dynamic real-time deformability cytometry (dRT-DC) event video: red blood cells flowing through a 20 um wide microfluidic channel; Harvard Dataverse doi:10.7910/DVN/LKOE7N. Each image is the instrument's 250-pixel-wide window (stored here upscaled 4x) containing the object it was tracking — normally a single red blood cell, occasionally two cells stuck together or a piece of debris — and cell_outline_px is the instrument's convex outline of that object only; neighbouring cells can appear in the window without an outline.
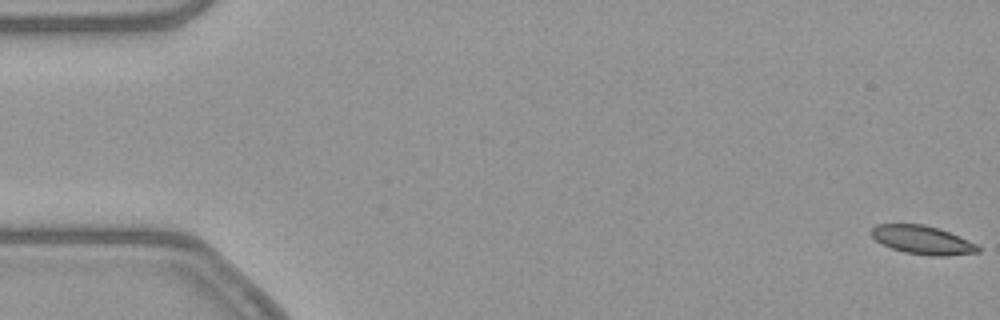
{"species": "common noctule bat (a hibernating species)", "species_latin": "Nyctalus noctula", "temperature_condition": "warm", "stored_images_in_passage": 55, "camera_frame_rate_fps": 3000, "um_per_image_px": 0.085, "animal": {"sex": "female", "body_mass_g": 21.9}, "frame": {"image": 1, "passage_image": 1, "time_ms": 0.0, "image_size_px": [1000, 320], "cell_outline_px": [[980, 252], [948, 256], [928, 256], [904, 252], [880, 244], [872, 236], [872, 228], [876, 224], [924, 224], [948, 232], [968, 240], [976, 244], [980, 248]], "centroid_in_image_um": [78.4, 20.41], "position_along_channel_um": 6.6, "area_um2": 17.69}}
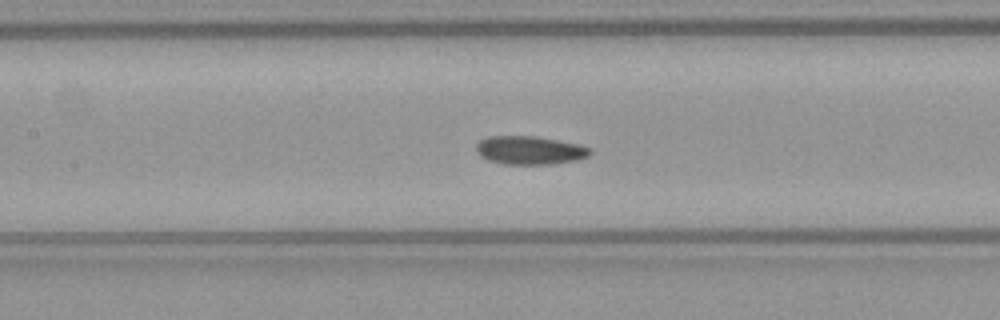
{"frame": {"image": 2, "passage_image": 25, "time_ms": 8.0, "image_size_px": [1000, 320], "cell_outline_px": [[592, 152], [588, 156], [576, 160], [552, 164], [504, 164], [488, 160], [480, 156], [476, 152], [476, 144], [480, 140], [488, 136], [536, 136], [576, 144], [592, 148]], "centroid_in_image_um": [45.0, 12.77], "position_along_channel_um": 162.4, "area_um2": 18.84}}
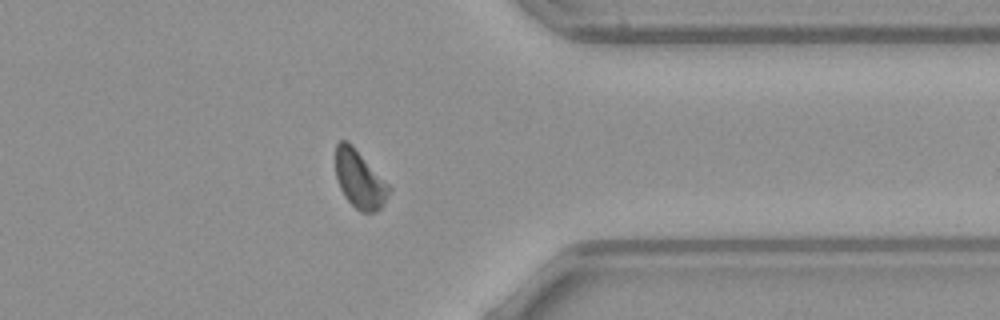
{"frame": {"image": 3, "passage_image": 43, "time_ms": 14.0, "image_size_px": [1000, 320], "cell_outline_px": [[392, 188], [384, 204], [376, 212], [360, 212], [344, 196], [340, 188], [336, 176], [336, 144], [340, 140], [348, 140], [352, 144]], "centroid_in_image_um": [30.57, 15.24], "position_along_channel_um": 380.8, "area_um2": 17.98}, "authors_computed_cell_mechanics": {"area_um2": 18.4382, "velocity_mm_per_s": 3.8185, "shape_relaxation_time_tau1_ms": 4.9647, "shape_relaxation_time_tau2_ms": 2.7831, "deformation_change_tau1": 0.1385, "deformation_change_tau2": 0.0883}}